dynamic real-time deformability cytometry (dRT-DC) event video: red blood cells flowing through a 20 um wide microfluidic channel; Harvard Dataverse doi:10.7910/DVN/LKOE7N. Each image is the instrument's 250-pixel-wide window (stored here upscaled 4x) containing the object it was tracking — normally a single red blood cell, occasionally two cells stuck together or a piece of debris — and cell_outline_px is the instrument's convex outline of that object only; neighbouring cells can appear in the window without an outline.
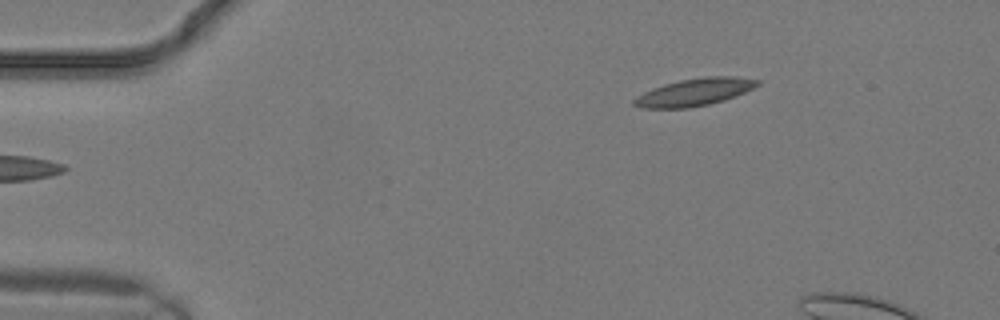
{"species": "common noctule bat (a hibernating species)", "species_latin": "Nyctalus noctula", "temperature_condition": "warm", "stored_images_in_passage": 8, "camera_frame_rate_fps": 3000, "um_per_image_px": 0.085, "animal": {"sex": "male", "body_mass_g": 19.2, "forearm_length_mm": 51.8}, "frame": {"image": 1, "passage_image": 1, "time_ms": 0.0, "image_size_px": [1000, 320], "cell_outline_px": [[760, 84], [744, 92], [724, 100], [708, 104], [688, 108], [640, 108], [632, 104], [632, 100], [644, 92], [652, 88], [664, 84], [680, 80], [704, 76], [736, 76], [760, 80]], "centroid_in_image_um": [59.02, 7.82], "position_along_channel_um": 26.0, "area_um2": 19.65}}